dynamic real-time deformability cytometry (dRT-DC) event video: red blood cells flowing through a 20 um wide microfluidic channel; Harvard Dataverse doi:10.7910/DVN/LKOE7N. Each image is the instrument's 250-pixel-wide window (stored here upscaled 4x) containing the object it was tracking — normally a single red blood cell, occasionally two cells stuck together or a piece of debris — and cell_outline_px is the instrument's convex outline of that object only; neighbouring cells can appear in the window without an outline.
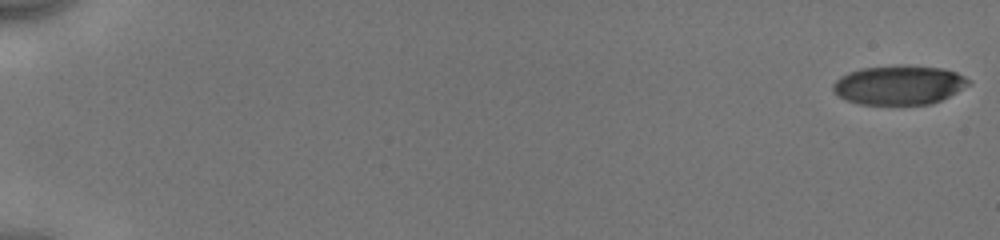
{"species": "human", "species_latin": "Homo sapiens", "temperature_condition": "cold", "stored_images_in_passage": 54, "camera_frame_rate_fps": 3000, "um_per_image_px": 0.085, "donor": {"sex": "male"}, "frame": {"image": 1, "passage_image": 1, "time_ms": 0.0, "image_size_px": [1000, 240], "cell_outline_px": [[972, 84], [932, 104], [860, 104], [848, 100], [840, 96], [832, 88], [832, 84], [840, 76], [848, 72], [860, 68], [940, 68], [956, 72], [972, 80]], "centroid_in_image_um": [76.43, 7.26], "position_along_channel_um": 8.6, "area_um2": 29.94}}
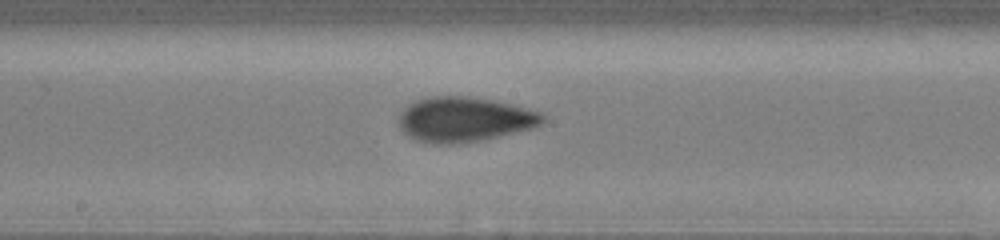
{"frame": {"image": 2, "passage_image": 31, "time_ms": 10.0, "image_size_px": [1000, 240], "cell_outline_px": [[548, 120], [532, 128], [480, 140], [456, 144], [436, 144], [416, 140], [408, 136], [400, 128], [400, 112], [408, 104], [416, 100], [428, 96], [464, 96], [492, 100], [512, 104], [544, 112], [548, 116]], "centroid_in_image_um": [39.51, 10.14], "position_along_channel_um": 208.7, "area_um2": 37.8}}
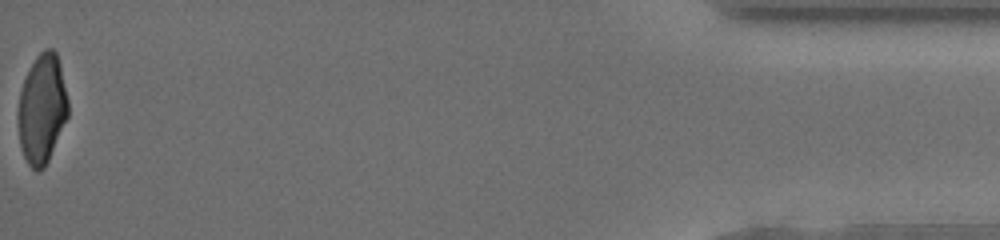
{"frame": {"image": 3, "passage_image": 54, "time_ms": 17.667, "image_size_px": [1000, 240], "cell_outline_px": [[68, 116], [48, 160], [44, 168], [36, 172], [28, 164], [24, 156], [20, 144], [16, 116], [16, 112], [20, 92], [24, 80], [36, 56], [44, 48], [52, 48], [56, 52], [60, 64], [68, 100]], "centroid_in_image_um": [3.55, 9.25], "position_along_channel_um": 431.6, "area_um2": 31.96}, "authors_computed_cell_mechanics": {"area_um2": 34.7956, "velocity_mm_per_s": 3.9778, "shape_relaxation_time_tau1_ms": 4.862, "shape_relaxation_time_tau2_ms": 1.2253, "deformation_change_tau1": 0.1597, "deformation_change_tau2": 0.0705}}